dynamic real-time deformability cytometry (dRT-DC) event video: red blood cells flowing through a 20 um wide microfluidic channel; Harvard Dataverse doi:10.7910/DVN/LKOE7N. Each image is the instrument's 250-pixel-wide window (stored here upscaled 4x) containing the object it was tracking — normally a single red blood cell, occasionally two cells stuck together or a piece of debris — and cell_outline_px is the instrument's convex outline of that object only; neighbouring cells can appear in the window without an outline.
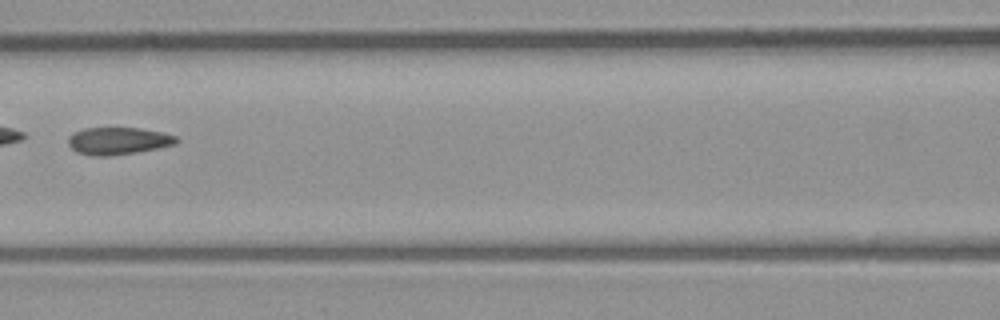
{"species": "common noctule bat (a hibernating species)", "species_latin": "Nyctalus noctula", "temperature_condition": "room temperature", "stored_images_in_passage": 4, "camera_frame_rate_fps": 3000, "um_per_image_px": 0.085, "animal": {"sex": "male", "body_mass_g": 23.1, "forearm_length_mm": 52.7}, "frame": {"image": 1, "passage_image": 3, "time_ms": 2.333, "image_size_px": [1000, 320], "cell_outline_px": [[180, 140], [176, 144], [136, 152], [112, 156], [96, 156], [76, 152], [68, 144], [68, 136], [84, 128], [140, 128], [164, 132], [176, 136]], "centroid_in_image_um": [10.06, 11.97], "position_along_channel_um": 156.5, "area_um2": 17.22}}
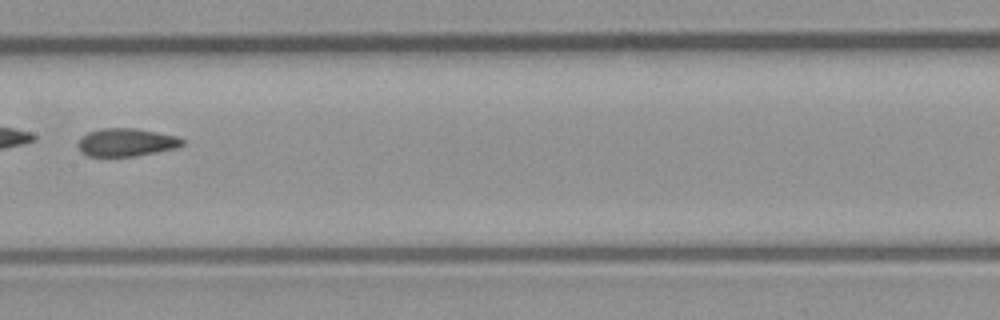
{"frame": {"image": 2, "passage_image": 4, "time_ms": 3.333, "image_size_px": [1000, 320], "cell_outline_px": [[184, 144], [176, 148], [136, 156], [88, 156], [80, 152], [76, 144], [80, 136], [88, 132], [100, 128], [136, 128], [176, 136], [184, 140]], "centroid_in_image_um": [10.68, 12.09], "position_along_channel_um": 196.7, "area_um2": 17.17}}